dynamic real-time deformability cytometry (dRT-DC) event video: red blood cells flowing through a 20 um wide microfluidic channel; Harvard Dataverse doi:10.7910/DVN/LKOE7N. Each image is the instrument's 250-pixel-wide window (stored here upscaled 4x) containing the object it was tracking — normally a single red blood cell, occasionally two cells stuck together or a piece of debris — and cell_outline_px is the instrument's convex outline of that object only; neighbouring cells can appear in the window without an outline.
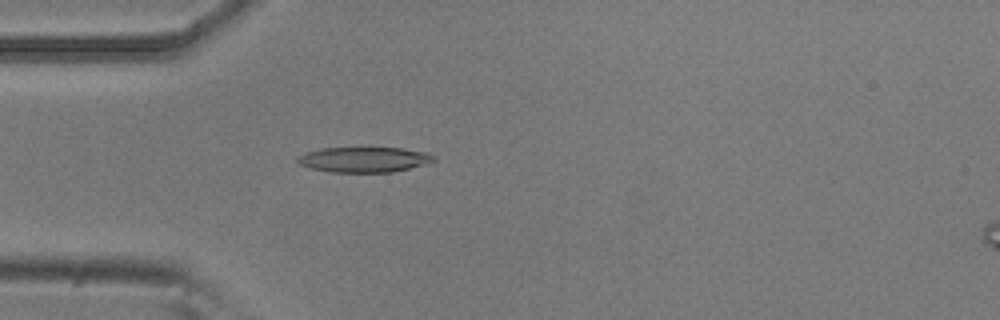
{"species": "common noctule bat (a hibernating species)", "species_latin": "Nyctalus noctula", "temperature_condition": "room temperature", "stored_images_in_passage": 53, "camera_frame_rate_fps": 3000, "um_per_image_px": 0.085, "animal": {"sex": "male", "body_mass_g": 20.5, "forearm_length_mm": 52.5}, "frame": {"image": 1, "passage_image": 15, "time_ms": 4.667, "image_size_px": [1000, 320], "cell_outline_px": [[436, 160], [428, 164], [392, 172], [332, 172], [312, 168], [300, 164], [296, 160], [296, 156], [304, 152], [324, 148], [400, 148], [428, 152]], "centroid_in_image_um": [30.95, 13.56], "position_along_channel_um": 54.1, "area_um2": 20.06}}
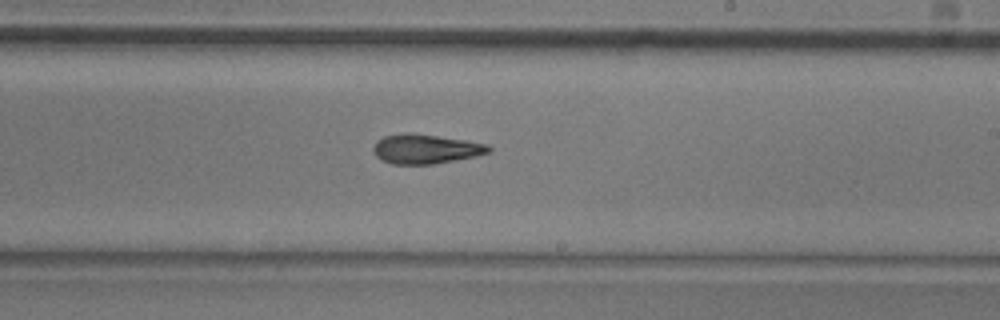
{"frame": {"image": 2, "passage_image": 31, "time_ms": 10.0, "image_size_px": [1000, 320], "cell_outline_px": [[492, 152], [476, 156], [432, 164], [392, 164], [376, 156], [372, 148], [376, 140], [384, 136], [404, 132], [412, 132], [464, 140], [488, 144], [492, 148]], "centroid_in_image_um": [36.18, 12.65], "position_along_channel_um": 252.8, "area_um2": 19.88}}
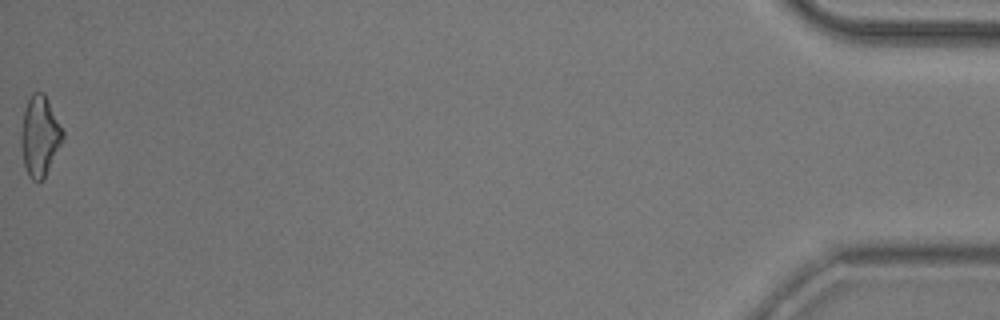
{"frame": {"image": 3, "passage_image": 53, "time_ms": 17.333, "image_size_px": [1000, 320], "cell_outline_px": [[64, 140], [44, 176], [40, 180], [32, 180], [28, 176], [24, 164], [20, 144], [20, 132], [24, 112], [28, 100], [32, 92], [44, 92], [64, 132]], "centroid_in_image_um": [3.37, 11.55], "position_along_channel_um": 431.8, "area_um2": 19.36}, "authors_computed_cell_mechanics": {"area_um2": 19.5942, "velocity_mm_per_s": 3.8198, "shape_relaxation_time_tau1_ms": 4.7248, "shape_relaxation_time_tau2_ms": null, "deformation_change_tau1": 0.1698, "deformation_change_tau2": null}}